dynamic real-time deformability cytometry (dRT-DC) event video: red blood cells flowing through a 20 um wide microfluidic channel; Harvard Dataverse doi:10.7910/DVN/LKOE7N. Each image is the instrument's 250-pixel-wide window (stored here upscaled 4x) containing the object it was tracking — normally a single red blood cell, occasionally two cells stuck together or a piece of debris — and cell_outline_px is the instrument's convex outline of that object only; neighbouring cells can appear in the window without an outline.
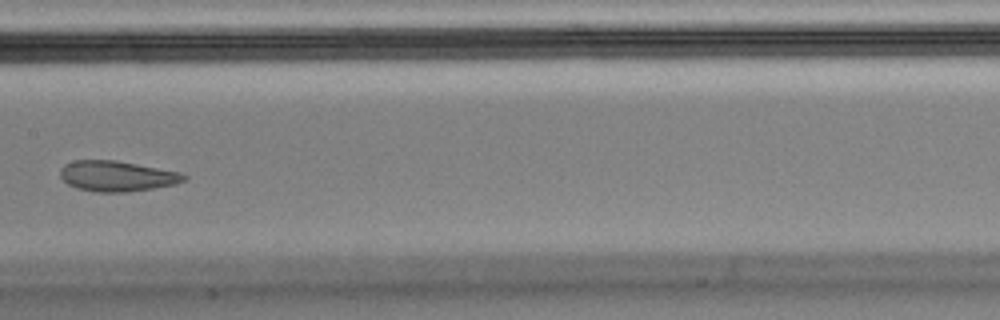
{"species": "Egyptian fruit bat (a non-hibernating species)", "species_latin": "Rousettus aegyptiacus", "temperature_condition": "cold", "stored_images_in_passage": 14, "camera_frame_rate_fps": 3000, "um_per_image_px": 0.085, "animal": {"sex": "male"}, "frame": {"image": 1, "passage_image": 7, "time_ms": 2.0, "image_size_px": [1000, 320], "cell_outline_px": [[188, 176], [184, 180], [176, 184], [128, 192], [96, 192], [76, 188], [68, 184], [60, 176], [60, 168], [64, 164], [76, 160], [116, 160], [180, 172]], "centroid_in_image_um": [9.92, 14.97], "position_along_channel_um": 197.5, "area_um2": 21.96}}